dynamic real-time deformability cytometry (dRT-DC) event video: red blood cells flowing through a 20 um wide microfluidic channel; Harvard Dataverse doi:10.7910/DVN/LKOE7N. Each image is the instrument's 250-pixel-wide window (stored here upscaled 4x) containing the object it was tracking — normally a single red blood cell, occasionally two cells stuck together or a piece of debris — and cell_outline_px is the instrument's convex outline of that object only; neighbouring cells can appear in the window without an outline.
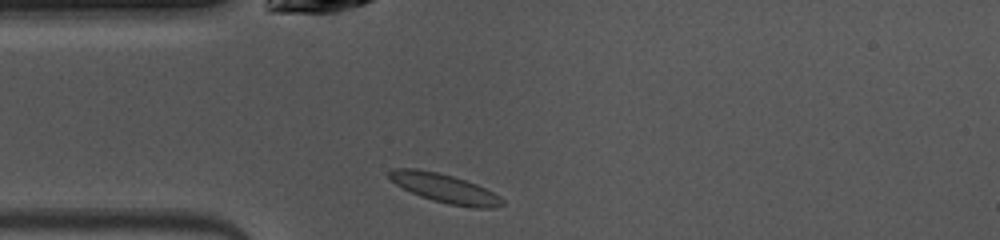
{"species": "common noctule bat (a hibernating species)", "species_latin": "Nyctalus noctula", "temperature_condition": "warm", "stored_images_in_passage": 38, "camera_frame_rate_fps": 3000, "um_per_image_px": 0.085, "animal": {"sex": "female", "body_mass_g": 10.0, "forearm_length_mm": 53.1}, "frame": {"image": 1, "passage_image": 1, "time_ms": 0.0, "image_size_px": [1000, 240], "cell_outline_px": [[504, 204], [496, 208], [472, 208], [448, 204], [432, 200], [420, 196], [396, 184], [388, 176], [388, 172], [392, 168], [416, 168], [436, 172], [452, 176], [476, 184], [500, 196], [504, 200]], "centroid_in_image_um": [37.81, 16.02], "position_along_channel_um": 47.2, "area_um2": 18.96}}
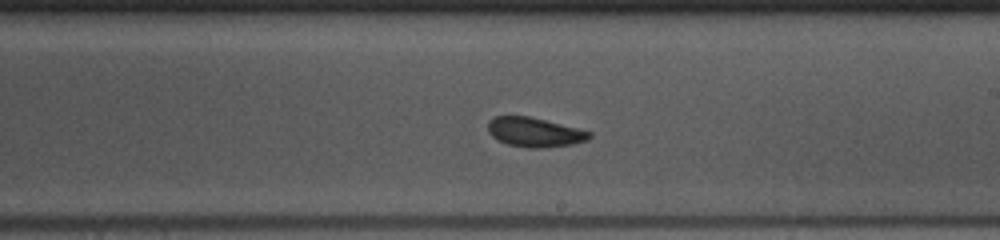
{"frame": {"image": 2, "passage_image": 16, "time_ms": 5.0, "image_size_px": [1000, 240], "cell_outline_px": [[592, 136], [588, 140], [572, 144], [544, 148], [528, 148], [508, 144], [492, 136], [488, 132], [488, 124], [496, 116], [528, 116], [592, 132]], "centroid_in_image_um": [45.46, 11.25], "position_along_channel_um": 243.5, "area_um2": 17.11}}
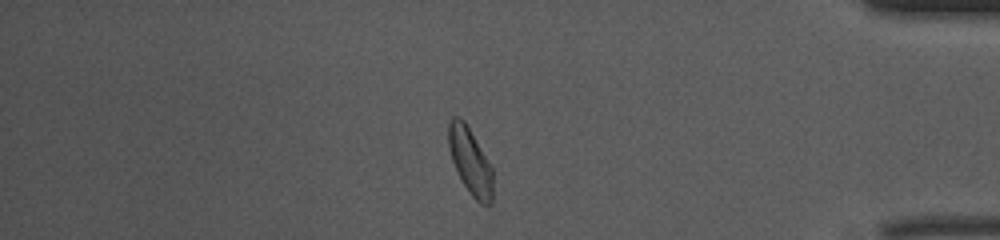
{"frame": {"image": 3, "passage_image": 30, "time_ms": 9.667, "image_size_px": [1000, 240], "cell_outline_px": [[492, 204], [488, 208], [480, 204], [472, 196], [464, 184], [452, 160], [448, 148], [448, 124], [452, 116], [460, 116], [464, 120], [492, 168]], "centroid_in_image_um": [39.97, 13.72], "position_along_channel_um": 395.2, "area_um2": 17.05}, "authors_computed_cell_mechanics": {"area_um2": 17.7157, "velocity_mm_per_s": 4.0405, "shape_relaxation_time_tau1_ms": 6.0012, "shape_relaxation_time_tau2_ms": 1.677, "deformation_change_tau1": 0.1264, "deformation_change_tau2": 0.0604}}